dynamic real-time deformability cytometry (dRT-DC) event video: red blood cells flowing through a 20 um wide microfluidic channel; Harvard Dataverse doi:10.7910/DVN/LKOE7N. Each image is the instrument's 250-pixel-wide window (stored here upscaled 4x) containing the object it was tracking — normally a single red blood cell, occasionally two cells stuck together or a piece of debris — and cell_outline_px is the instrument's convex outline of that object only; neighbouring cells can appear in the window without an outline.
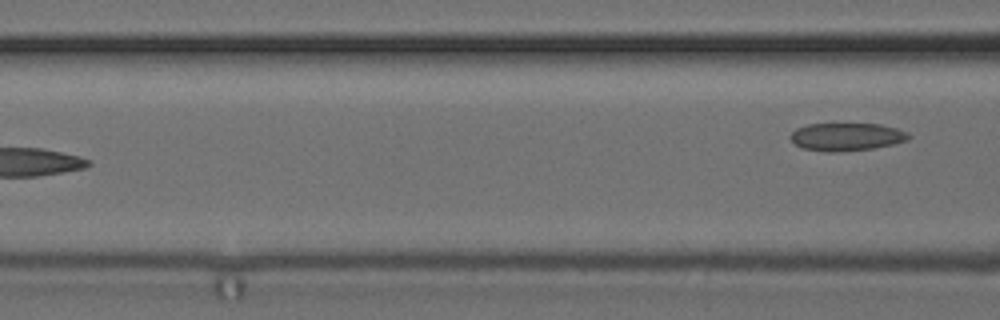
{"species": "common noctule bat (a hibernating species)", "species_latin": "Nyctalus noctula", "temperature_condition": "cold", "stored_images_in_passage": 7, "camera_frame_rate_fps": 3000, "um_per_image_px": 0.085, "animal": {"sex": "female", "body_mass_g": 24.6, "forearm_length_mm": 56.2}, "frame": {"image": 1, "passage_image": 7, "time_ms": 7.0, "image_size_px": [1000, 320], "cell_outline_px": [[912, 136], [908, 140], [892, 144], [872, 148], [836, 152], [828, 152], [804, 148], [796, 144], [788, 136], [796, 128], [808, 124], [880, 124], [896, 128], [908, 132]], "centroid_in_image_um": [71.97, 11.62], "position_along_channel_um": 94.6, "area_um2": 19.07}}